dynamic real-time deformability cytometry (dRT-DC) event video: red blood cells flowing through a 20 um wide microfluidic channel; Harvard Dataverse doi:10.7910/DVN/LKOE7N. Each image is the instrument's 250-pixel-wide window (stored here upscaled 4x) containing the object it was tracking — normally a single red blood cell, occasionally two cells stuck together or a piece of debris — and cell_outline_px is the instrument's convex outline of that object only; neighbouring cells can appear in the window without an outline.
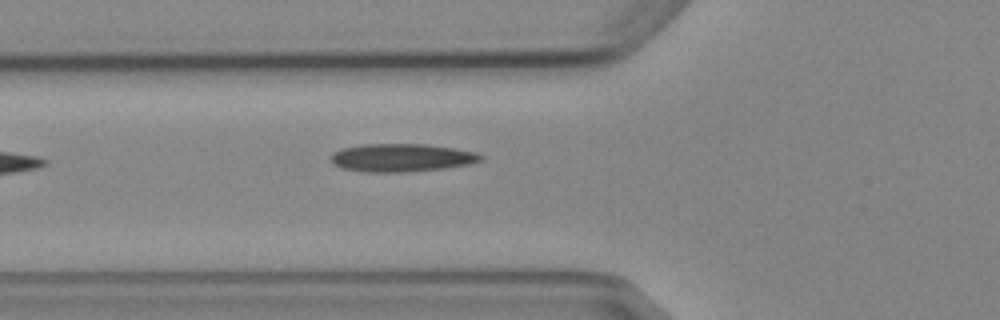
{"species": "Egyptian fruit bat (a non-hibernating species)", "species_latin": "Rousettus aegyptiacus", "temperature_condition": "cold", "stored_images_in_passage": 6, "camera_frame_rate_fps": 3000, "um_per_image_px": 0.085, "animal": {"sex": "female"}, "frame": {"image": 1, "passage_image": 6, "time_ms": 6.0, "image_size_px": [1000, 320], "cell_outline_px": [[484, 156], [480, 160], [468, 164], [444, 168], [404, 172], [364, 172], [340, 168], [332, 160], [332, 152], [340, 148], [364, 144], [428, 144], [456, 148], [476, 152]], "centroid_in_image_um": [34.12, 13.39], "position_along_channel_um": 91.7, "area_um2": 24.51}}